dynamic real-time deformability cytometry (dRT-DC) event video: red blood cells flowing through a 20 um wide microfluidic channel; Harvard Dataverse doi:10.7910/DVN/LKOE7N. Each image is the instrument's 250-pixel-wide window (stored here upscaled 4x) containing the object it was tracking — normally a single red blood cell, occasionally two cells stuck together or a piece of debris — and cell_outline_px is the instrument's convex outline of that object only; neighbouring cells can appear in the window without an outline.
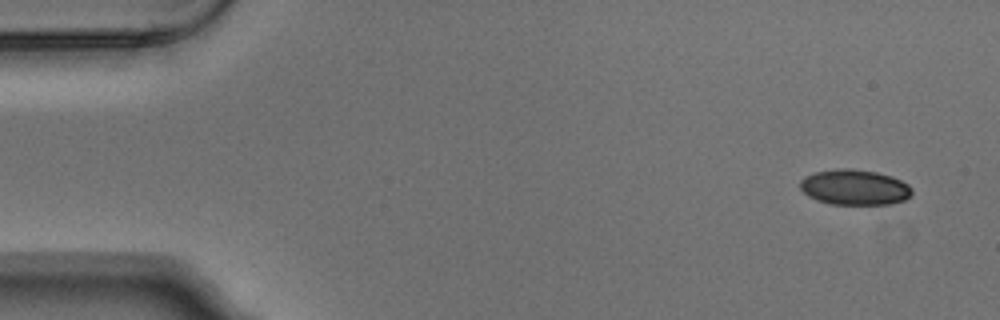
{"species": "Egyptian fruit bat (a non-hibernating species)", "species_latin": "Rousettus aegyptiacus", "temperature_condition": "warm", "stored_images_in_passage": 4, "camera_frame_rate_fps": 3000, "um_per_image_px": 0.085, "animal": {"sex": "male"}, "frame": {"image": 1, "passage_image": 1, "time_ms": 0.0, "image_size_px": [1000, 320], "cell_outline_px": [[912, 192], [904, 200], [888, 204], [828, 204], [816, 200], [808, 196], [800, 188], [800, 180], [804, 176], [816, 172], [836, 168], [852, 168], [876, 172], [892, 176], [908, 184], [912, 188]], "centroid_in_image_um": [72.61, 15.91], "position_along_channel_um": 12.4, "area_um2": 23.18}}
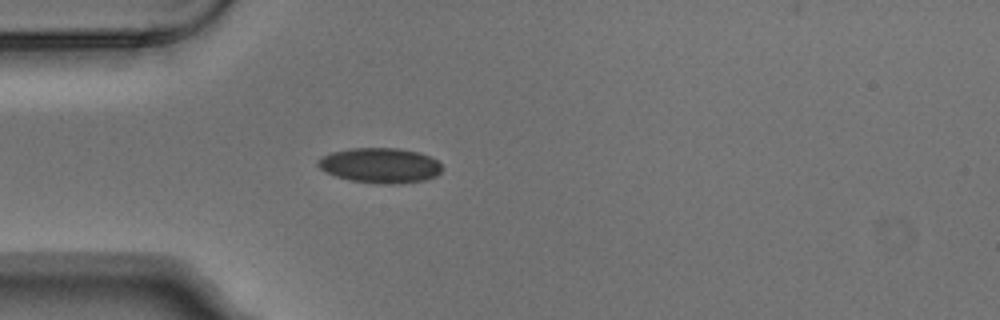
{"frame": {"image": 2, "passage_image": 4, "time_ms": 1.0, "image_size_px": [1000, 320], "cell_outline_px": [[444, 168], [436, 176], [424, 180], [396, 184], [376, 184], [348, 180], [324, 172], [316, 164], [316, 160], [320, 156], [332, 152], [352, 148], [400, 148], [420, 152], [436, 160]], "centroid_in_image_um": [32.28, 14.06], "position_along_channel_um": 52.7, "area_um2": 25.72}}